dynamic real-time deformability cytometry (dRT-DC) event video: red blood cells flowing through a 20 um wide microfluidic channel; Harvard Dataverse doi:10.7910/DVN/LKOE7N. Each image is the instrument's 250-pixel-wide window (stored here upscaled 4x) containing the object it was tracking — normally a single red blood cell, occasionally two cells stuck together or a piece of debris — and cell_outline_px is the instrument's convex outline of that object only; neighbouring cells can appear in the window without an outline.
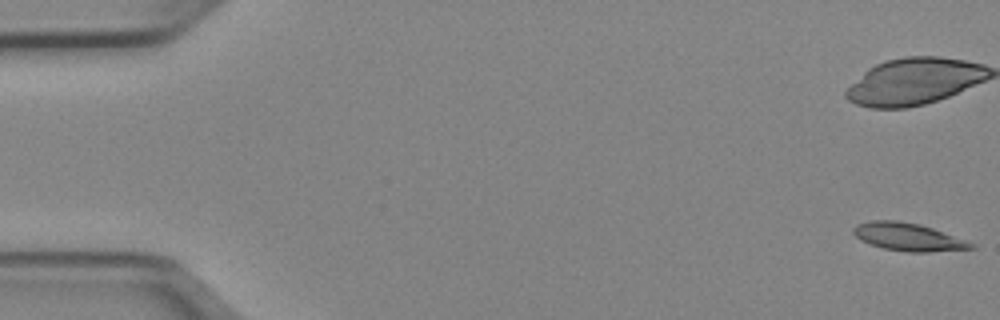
{"species": "Egyptian fruit bat (a non-hibernating species)", "species_latin": "Rousettus aegyptiacus", "temperature_condition": "cold", "stored_images_in_passage": 13, "camera_frame_rate_fps": 3000, "um_per_image_px": 0.085, "animal": {"sex": "female"}, "frame": {"image": 1, "passage_image": 1, "time_ms": 0.0, "image_size_px": [1000, 320], "cell_outline_px": [[976, 248], [928, 252], [908, 252], [884, 248], [860, 240], [852, 232], [852, 228], [856, 224], [868, 220], [896, 220], [920, 224], [932, 228], [976, 244]], "centroid_in_image_um": [77.16, 20.13], "position_along_channel_um": 7.8, "area_um2": 19.02}}